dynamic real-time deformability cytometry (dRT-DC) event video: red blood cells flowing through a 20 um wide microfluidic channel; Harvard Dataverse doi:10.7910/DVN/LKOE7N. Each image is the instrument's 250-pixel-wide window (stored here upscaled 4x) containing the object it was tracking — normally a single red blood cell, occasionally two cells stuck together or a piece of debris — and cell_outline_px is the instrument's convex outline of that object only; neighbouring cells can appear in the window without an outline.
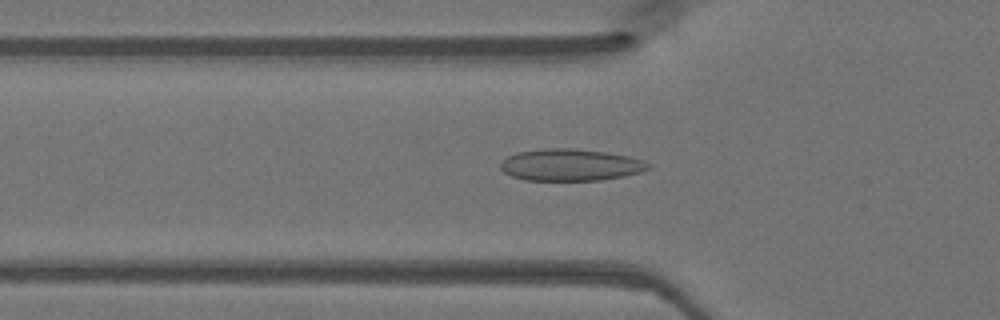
{"species": "Egyptian fruit bat (a non-hibernating species)", "species_latin": "Rousettus aegyptiacus", "temperature_condition": "warm", "stored_images_in_passage": 48, "camera_frame_rate_fps": 3000, "um_per_image_px": 0.085, "animal": {"sex": "female"}, "frame": {"image": 1, "passage_image": 16, "time_ms": 5.0, "image_size_px": [1000, 320], "cell_outline_px": [[652, 168], [640, 172], [624, 176], [600, 180], [524, 180], [512, 176], [504, 172], [500, 168], [500, 164], [508, 156], [516, 152], [544, 148], [572, 148], [608, 152], [628, 156], [644, 160], [652, 164]], "centroid_in_image_um": [48.52, 14.01], "position_along_channel_um": 77.3, "area_um2": 27.63}}
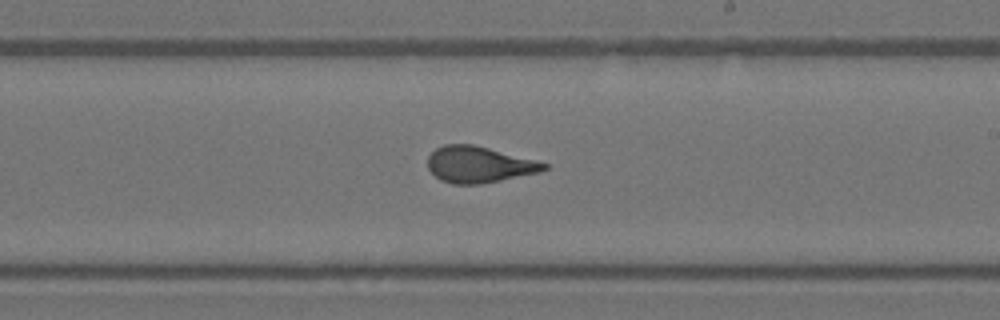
{"frame": {"image": 2, "passage_image": 28, "time_ms": 9.0, "image_size_px": [1000, 320], "cell_outline_px": [[548, 168], [540, 172], [480, 184], [452, 184], [440, 180], [428, 168], [428, 156], [436, 148], [444, 144], [472, 144], [536, 160], [548, 164]], "centroid_in_image_um": [40.7, 13.99], "position_along_channel_um": 248.3, "area_um2": 24.39}}
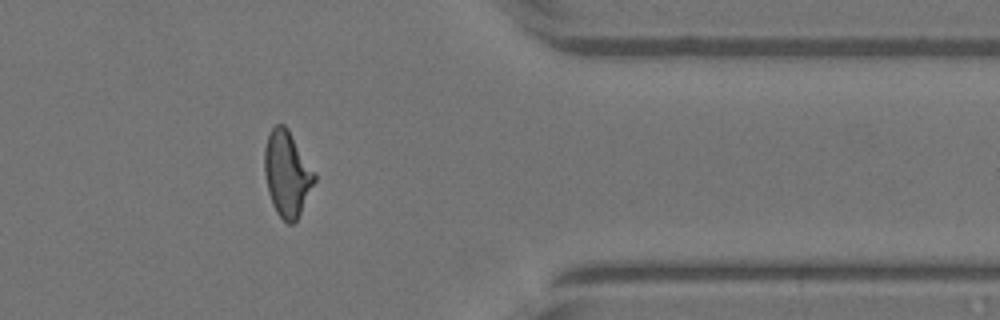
{"frame": {"image": 3, "passage_image": 39, "time_ms": 12.667, "image_size_px": [1000, 320], "cell_outline_px": [[316, 180], [296, 220], [292, 224], [288, 224], [276, 212], [272, 204], [268, 192], [264, 172], [264, 148], [268, 136], [272, 128], [276, 124], [284, 124], [288, 128], [316, 176]], "centroid_in_image_um": [24.37, 14.76], "position_along_channel_um": 387.0, "area_um2": 24.57}}